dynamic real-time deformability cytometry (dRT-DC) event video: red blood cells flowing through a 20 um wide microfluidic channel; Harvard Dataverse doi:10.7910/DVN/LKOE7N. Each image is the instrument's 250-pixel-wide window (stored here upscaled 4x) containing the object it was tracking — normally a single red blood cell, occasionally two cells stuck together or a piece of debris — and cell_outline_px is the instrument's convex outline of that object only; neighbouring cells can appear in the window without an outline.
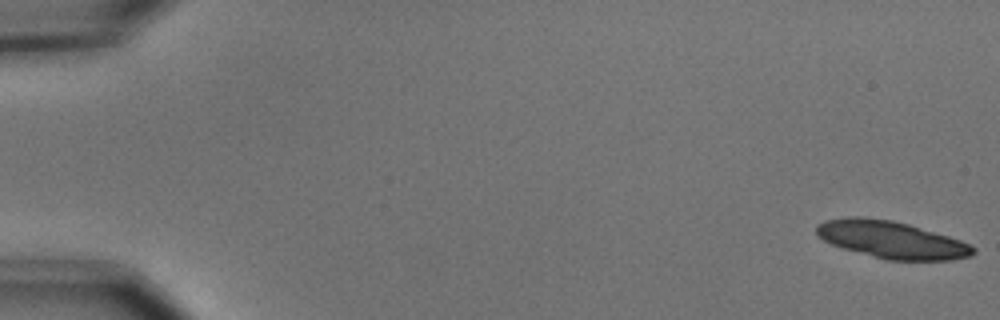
{"species": "common noctule bat (a hibernating species)", "species_latin": "Nyctalus noctula", "temperature_condition": "cold", "stored_images_in_passage": 55, "camera_frame_rate_fps": 3000, "um_per_image_px": 0.085, "animal": {"sex": "male", "body_mass_g": 15.6}, "frame": {"image": 1, "passage_image": 1, "time_ms": 0.0, "image_size_px": [1000, 320], "cell_outline_px": [[976, 252], [972, 256], [952, 260], [888, 260], [872, 256], [844, 248], [832, 244], [824, 240], [816, 232], [816, 224], [824, 220], [848, 216], [860, 216], [892, 220], [908, 224], [948, 236], [960, 240], [976, 248]], "centroid_in_image_um": [75.78, 20.37], "position_along_channel_um": 9.2, "area_um2": 33.87}}
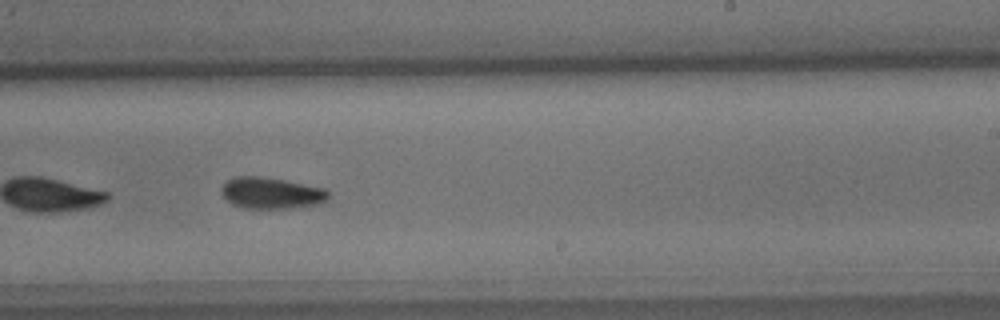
{"frame": {"image": 2, "passage_image": 35, "time_ms": 11.333, "image_size_px": [1000, 320], "cell_outline_px": [[328, 196], [320, 204], [292, 208], [244, 208], [232, 204], [220, 192], [220, 188], [228, 180], [236, 176], [260, 176], [284, 180], [324, 188], [328, 192]], "centroid_in_image_um": [23.03, 16.41], "position_along_channel_um": 266.0, "area_um2": 19.42}}
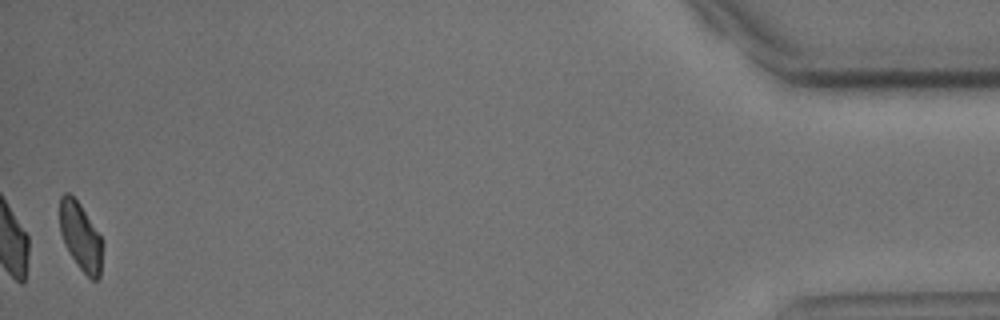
{"frame": {"image": 3, "passage_image": 55, "time_ms": 18.0, "image_size_px": [1000, 320], "cell_outline_px": [[100, 276], [96, 280], [92, 280], [76, 264], [64, 244], [60, 232], [60, 196], [64, 192], [68, 192], [80, 204], [100, 236]], "centroid_in_image_um": [6.79, 20.08], "position_along_channel_um": 428.4, "area_um2": 16.36}, "authors_computed_cell_mechanics": {"area_um2": 20.1722, "velocity_mm_per_s": 3.6808, "shape_relaxation_time_tau1_ms": 2.5528, "shape_relaxation_time_tau2_ms": null, "deformation_change_tau1": 0.1006, "deformation_change_tau2": null}}